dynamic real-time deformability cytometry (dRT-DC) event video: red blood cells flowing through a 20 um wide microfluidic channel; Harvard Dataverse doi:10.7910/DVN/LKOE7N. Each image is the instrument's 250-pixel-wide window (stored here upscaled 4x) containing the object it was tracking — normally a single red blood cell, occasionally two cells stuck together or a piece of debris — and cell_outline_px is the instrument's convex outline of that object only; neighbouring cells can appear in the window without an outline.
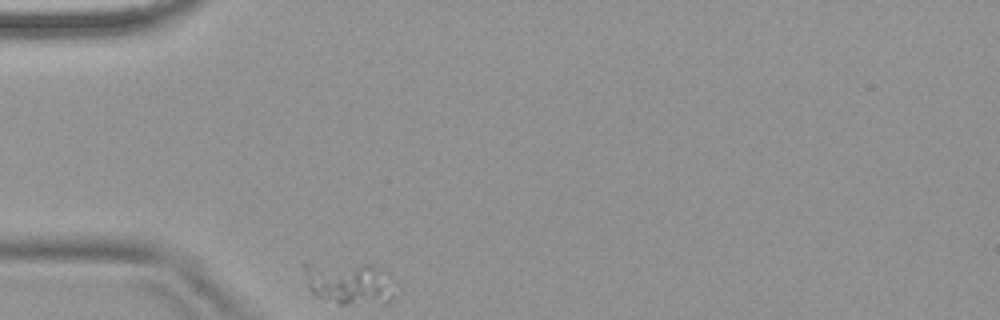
{"species": "common noctule bat (a hibernating species)", "species_latin": "Nyctalus noctula", "temperature_condition": "warm", "stored_images_in_passage": 4, "camera_frame_rate_fps": 3000, "um_per_image_px": 0.085, "animal": {"sex": "female", "body_mass_g": 18.4}, "frame": {"image": 1, "passage_image": 1, "time_ms": 0.0, "image_size_px": [1000, 320], "cell_outline_px": [[392, 296], [388, 300], [344, 304], [340, 304], [316, 296], [312, 292], [308, 284], [304, 268], [304, 264], [372, 264], [384, 268], [388, 272]], "centroid_in_image_um": [29.65, 24.02], "position_along_channel_um": 55.3, "area_um2": 21.44}}
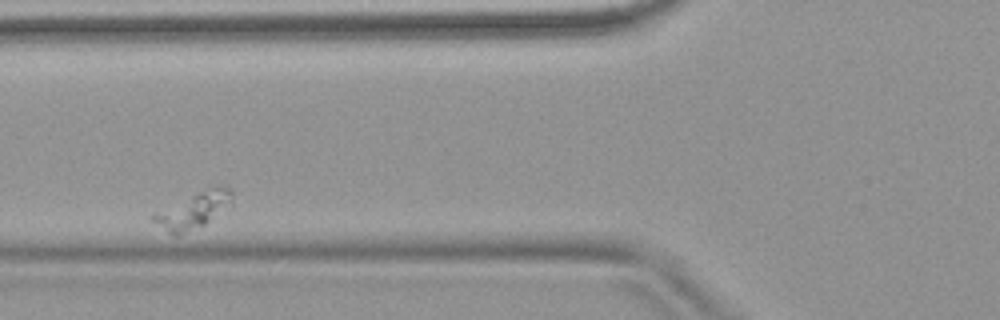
{"frame": {"image": 2, "passage_image": 3, "time_ms": 2.333, "image_size_px": [1000, 320], "cell_outline_px": [[232, 200], [204, 224], [180, 232], [168, 232], [152, 220], [148, 216], [208, 188], [228, 188], [232, 192]], "centroid_in_image_um": [16.39, 17.86], "position_along_channel_um": 109.4, "area_um2": 14.74}}